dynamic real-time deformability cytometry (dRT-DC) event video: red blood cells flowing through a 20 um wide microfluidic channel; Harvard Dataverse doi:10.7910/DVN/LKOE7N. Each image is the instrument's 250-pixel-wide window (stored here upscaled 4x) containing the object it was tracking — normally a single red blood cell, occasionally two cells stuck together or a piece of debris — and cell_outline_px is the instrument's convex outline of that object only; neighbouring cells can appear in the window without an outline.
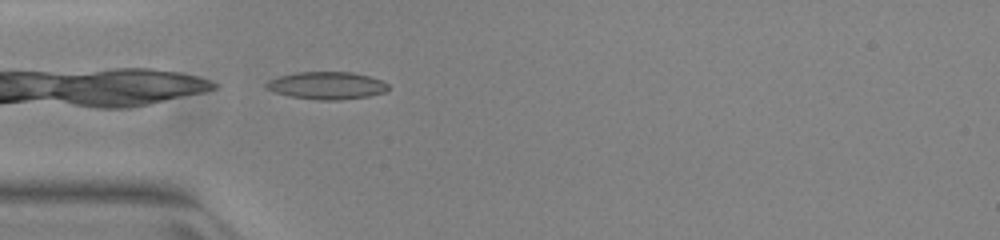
{"species": "common noctule bat (a hibernating species)", "species_latin": "Nyctalus noctula", "temperature_condition": "warm", "stored_images_in_passage": 37, "camera_frame_rate_fps": 3000, "um_per_image_px": 0.085, "animal": {"sex": "female", "body_mass_g": 23.0, "forearm_length_mm": 53.4}, "frame": {"image": 1, "passage_image": 1, "time_ms": 0.0, "image_size_px": [1000, 240], "cell_outline_px": [[388, 88], [384, 92], [368, 96], [340, 100], [320, 100], [288, 96], [264, 88], [264, 84], [268, 80], [280, 76], [296, 72], [352, 72], [368, 76], [380, 80], [388, 84]], "centroid_in_image_um": [27.73, 7.27], "position_along_channel_um": 57.3, "area_um2": 19.48}}
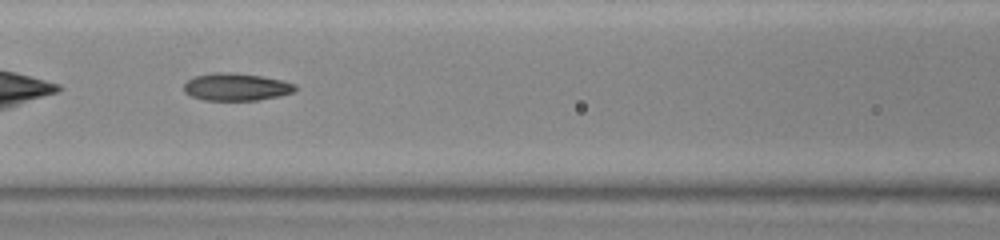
{"frame": {"image": 2, "passage_image": 8, "time_ms": 2.333, "image_size_px": [1000, 240], "cell_outline_px": [[296, 88], [292, 92], [280, 96], [256, 100], [204, 100], [192, 96], [184, 92], [184, 84], [188, 80], [196, 76], [212, 72], [228, 72], [260, 76], [280, 80], [296, 84]], "centroid_in_image_um": [20.06, 7.39], "position_along_channel_um": 146.5, "area_um2": 17.63}}
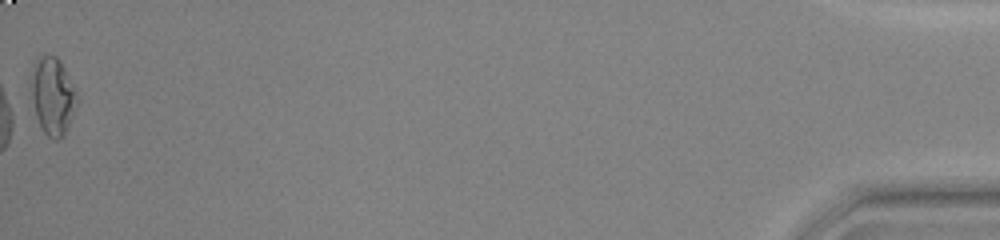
{"frame": {"image": 3, "passage_image": 37, "time_ms": 12.0, "image_size_px": [1000, 240], "cell_outline_px": [[76, 108], [64, 136], [56, 140], [48, 136], [44, 132], [36, 116], [32, 96], [32, 72], [40, 56], [56, 56], [60, 60], [76, 92]], "centroid_in_image_um": [4.5, 8.2], "position_along_channel_um": 430.7, "area_um2": 20.0}, "authors_computed_cell_mechanics": {"area_um2": 17.9758, "velocity_mm_per_s": 3.9925, "shape_relaxation_time_tau1_ms": null, "shape_relaxation_time_tau2_ms": 2.1799, "deformation_change_tau1": null, "deformation_change_tau2": 0.0779}}